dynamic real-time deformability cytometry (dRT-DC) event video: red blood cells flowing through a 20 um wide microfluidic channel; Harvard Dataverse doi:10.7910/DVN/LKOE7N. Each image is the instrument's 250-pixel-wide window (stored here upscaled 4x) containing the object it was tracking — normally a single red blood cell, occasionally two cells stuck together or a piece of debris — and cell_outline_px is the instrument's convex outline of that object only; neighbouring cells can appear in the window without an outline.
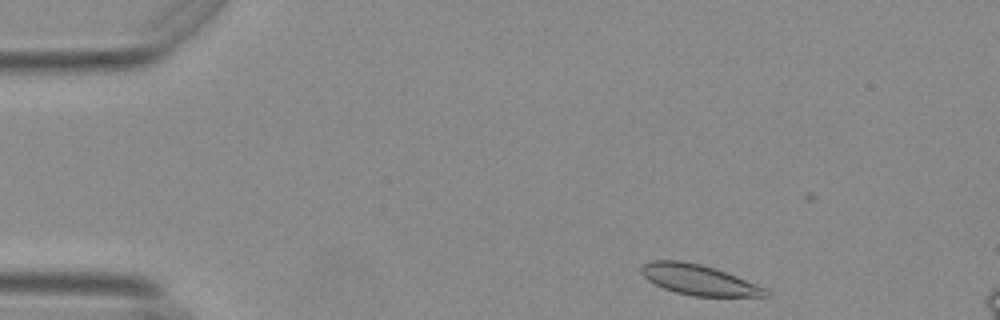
{"species": "Egyptian fruit bat (a non-hibernating species)", "species_latin": "Rousettus aegyptiacus", "temperature_condition": "warm", "stored_images_in_passage": 49, "camera_frame_rate_fps": 3000, "um_per_image_px": 0.085, "animal": {"sex": "female"}, "frame": {"image": 1, "passage_image": 1, "time_ms": 0.0, "image_size_px": [1000, 320], "cell_outline_px": [[768, 296], [692, 296], [676, 292], [664, 288], [648, 280], [640, 272], [640, 268], [644, 264], [652, 260], [680, 260], [700, 264], [736, 276], [764, 288], [768, 292]], "centroid_in_image_um": [59.33, 23.78], "position_along_channel_um": 25.7, "area_um2": 21.5}}
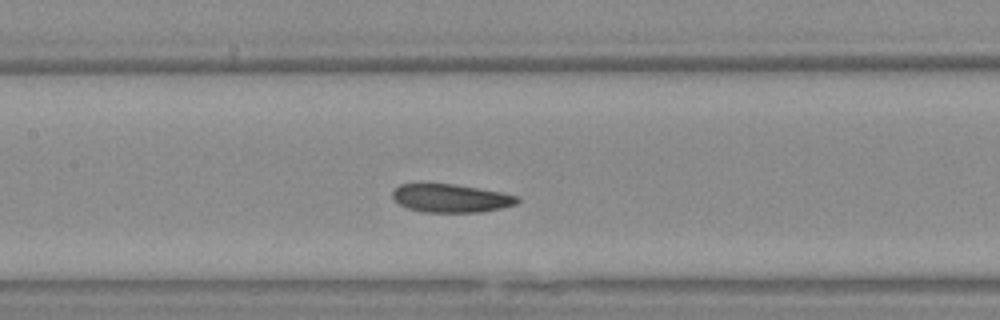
{"frame": {"image": 2, "passage_image": 19, "time_ms": 6.0, "image_size_px": [1000, 320], "cell_outline_px": [[520, 200], [516, 204], [500, 208], [480, 212], [424, 212], [408, 208], [400, 204], [392, 196], [392, 192], [400, 184], [452, 184], [500, 192], [520, 196]], "centroid_in_image_um": [38.34, 16.85], "position_along_channel_um": 169.1, "area_um2": 20.29}}
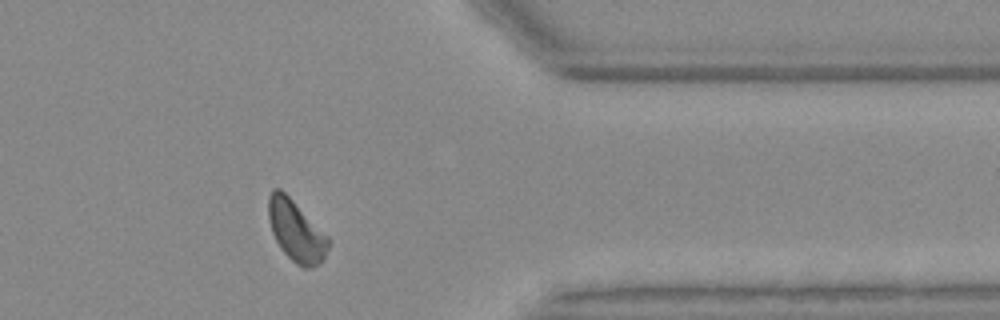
{"frame": {"image": 3, "passage_image": 38, "time_ms": 12.333, "image_size_px": [1000, 320], "cell_outline_px": [[328, 248], [324, 260], [320, 264], [312, 268], [304, 268], [296, 264], [280, 248], [272, 232], [268, 220], [268, 196], [272, 188], [280, 188], [328, 236]], "centroid_in_image_um": [25.15, 19.64], "position_along_channel_um": 386.2, "area_um2": 21.21}, "authors_computed_cell_mechanics": {"area_um2": 21.2126, "velocity_mm_per_s": 3.659, "shape_relaxation_time_tau1_ms": null, "shape_relaxation_time_tau2_ms": 10.011, "deformation_change_tau1": null, "deformation_change_tau2": 0.1465}}